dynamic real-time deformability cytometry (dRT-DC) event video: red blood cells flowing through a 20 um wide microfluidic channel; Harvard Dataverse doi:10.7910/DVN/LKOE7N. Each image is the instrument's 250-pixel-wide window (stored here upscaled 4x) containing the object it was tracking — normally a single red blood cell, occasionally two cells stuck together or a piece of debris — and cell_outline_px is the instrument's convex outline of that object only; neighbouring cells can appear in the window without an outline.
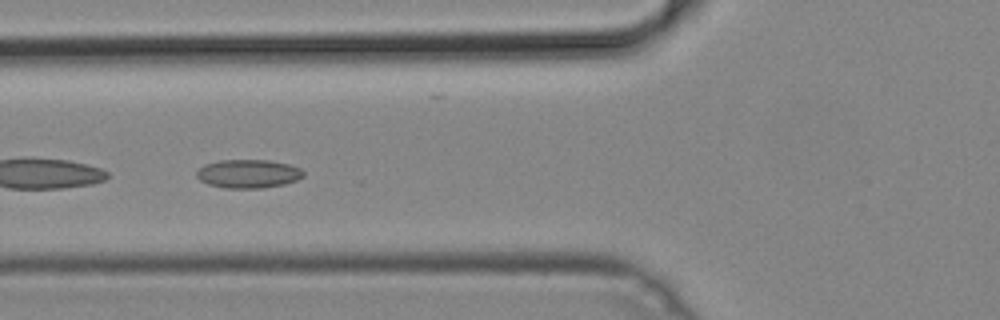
{"species": "common noctule bat (a hibernating species)", "species_latin": "Nyctalus noctula", "temperature_condition": "cold", "stored_images_in_passage": 50, "camera_frame_rate_fps": 3000, "um_per_image_px": 0.085, "animal": {"sex": "male", "body_mass_g": 19.2, "forearm_length_mm": 51.8}, "frame": {"image": 1, "passage_image": 20, "time_ms": 6.333, "image_size_px": [1000, 320], "cell_outline_px": [[304, 176], [296, 180], [284, 184], [264, 188], [224, 188], [208, 184], [200, 180], [196, 176], [196, 172], [204, 164], [220, 160], [268, 160], [288, 164], [300, 168], [304, 172]], "centroid_in_image_um": [21.09, 14.77], "position_along_channel_um": 104.7, "area_um2": 17.8}}
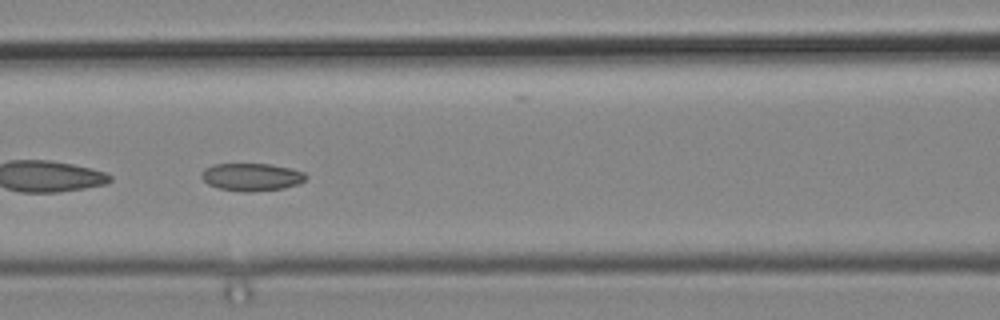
{"frame": {"image": 2, "passage_image": 23, "time_ms": 7.333, "image_size_px": [1000, 320], "cell_outline_px": [[308, 176], [300, 184], [284, 188], [252, 192], [244, 192], [220, 188], [208, 184], [200, 176], [200, 172], [204, 168], [212, 164], [272, 164], [304, 172]], "centroid_in_image_um": [21.38, 15.04], "position_along_channel_um": 145.2, "area_um2": 16.94}}
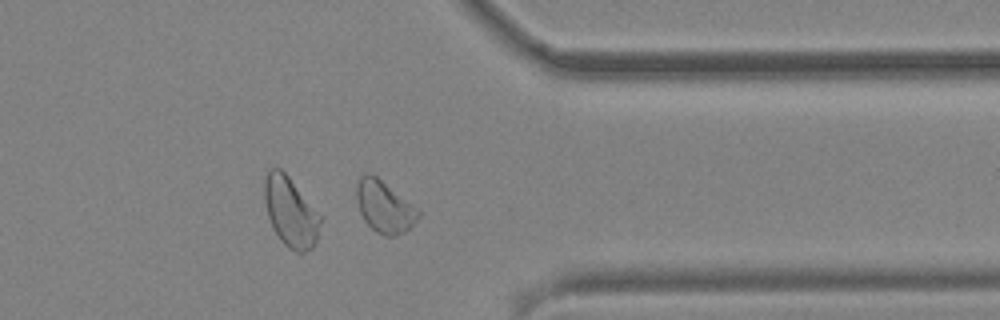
{"frame": {"image": 3, "passage_image": 41, "time_ms": 13.333, "image_size_px": [1000, 320], "cell_outline_px": [[420, 216], [404, 232], [392, 236], [384, 236], [376, 232], [364, 220], [360, 212], [356, 200], [356, 184], [360, 176], [368, 172], [376, 176], [420, 208]], "centroid_in_image_um": [32.67, 17.55], "position_along_channel_um": 378.7, "area_um2": 18.79}}